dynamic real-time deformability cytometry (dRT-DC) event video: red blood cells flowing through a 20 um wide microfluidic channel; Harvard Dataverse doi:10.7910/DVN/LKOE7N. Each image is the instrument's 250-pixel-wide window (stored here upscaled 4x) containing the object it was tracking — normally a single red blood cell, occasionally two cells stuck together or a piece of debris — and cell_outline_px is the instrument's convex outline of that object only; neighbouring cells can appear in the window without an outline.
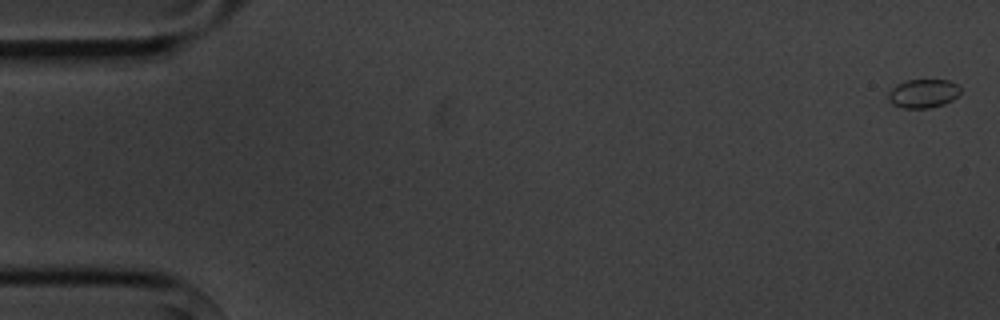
{"species": "common noctule bat (a hibernating species)", "species_latin": "Nyctalus noctula", "temperature_condition": "cold", "stored_images_in_passage": 6, "camera_frame_rate_fps": 3000, "um_per_image_px": 0.085, "animal": {"sex": "male", "body_mass_g": 20.1, "forearm_length_mm": 53.5}, "frame": {"image": 1, "passage_image": 1, "time_ms": 0.0, "image_size_px": [1000, 320], "cell_outline_px": [[960, 92], [952, 100], [944, 104], [928, 108], [904, 108], [892, 104], [888, 100], [888, 92], [896, 84], [908, 80], [948, 80], [956, 84], [960, 88]], "centroid_in_image_um": [78.44, 7.95], "position_along_channel_um": 6.6, "area_um2": 12.02}}